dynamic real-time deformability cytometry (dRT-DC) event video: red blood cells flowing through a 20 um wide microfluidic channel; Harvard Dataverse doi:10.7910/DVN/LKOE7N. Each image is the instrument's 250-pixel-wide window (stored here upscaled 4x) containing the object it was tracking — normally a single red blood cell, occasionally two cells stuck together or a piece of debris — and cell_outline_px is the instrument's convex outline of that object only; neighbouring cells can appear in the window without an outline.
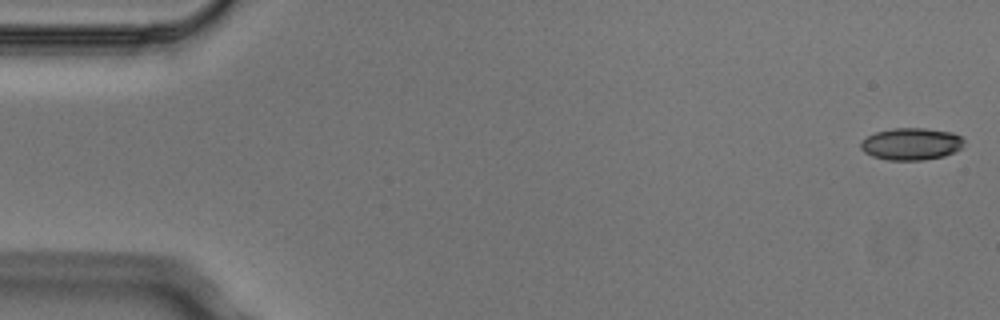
{"species": "Egyptian fruit bat (a non-hibernating species)", "species_latin": "Rousettus aegyptiacus", "temperature_condition": "cold", "stored_images_in_passage": 5, "camera_frame_rate_fps": 3000, "um_per_image_px": 0.085, "animal": {"sex": "male"}, "frame": {"image": 1, "passage_image": 1, "time_ms": 0.0, "image_size_px": [1000, 320], "cell_outline_px": [[964, 148], [956, 152], [944, 156], [924, 160], [888, 160], [872, 156], [864, 152], [860, 148], [860, 140], [876, 132], [892, 128], [924, 128], [952, 132], [960, 136], [964, 140]], "centroid_in_image_um": [77.47, 12.24], "position_along_channel_um": 7.5, "area_um2": 19.59}}
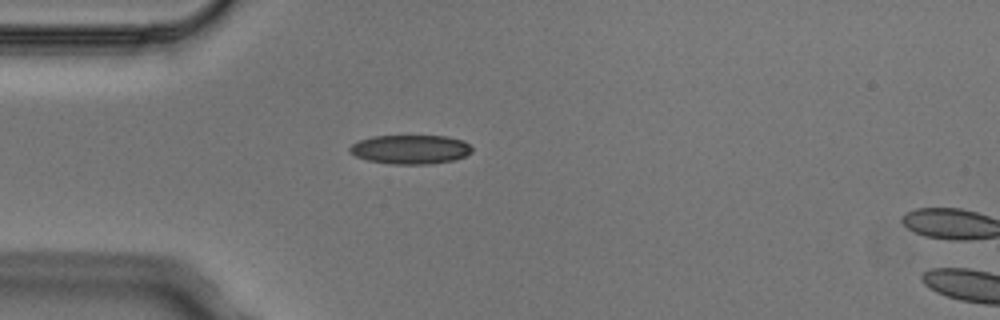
{"frame": {"image": 2, "passage_image": 4, "time_ms": 1.0, "image_size_px": [1000, 320], "cell_outline_px": [[472, 152], [456, 160], [428, 164], [392, 164], [368, 160], [356, 156], [348, 152], [348, 148], [352, 144], [360, 140], [372, 136], [448, 136], [464, 140], [472, 148]], "centroid_in_image_um": [34.89, 12.7], "position_along_channel_um": 50.1, "area_um2": 20.81}}